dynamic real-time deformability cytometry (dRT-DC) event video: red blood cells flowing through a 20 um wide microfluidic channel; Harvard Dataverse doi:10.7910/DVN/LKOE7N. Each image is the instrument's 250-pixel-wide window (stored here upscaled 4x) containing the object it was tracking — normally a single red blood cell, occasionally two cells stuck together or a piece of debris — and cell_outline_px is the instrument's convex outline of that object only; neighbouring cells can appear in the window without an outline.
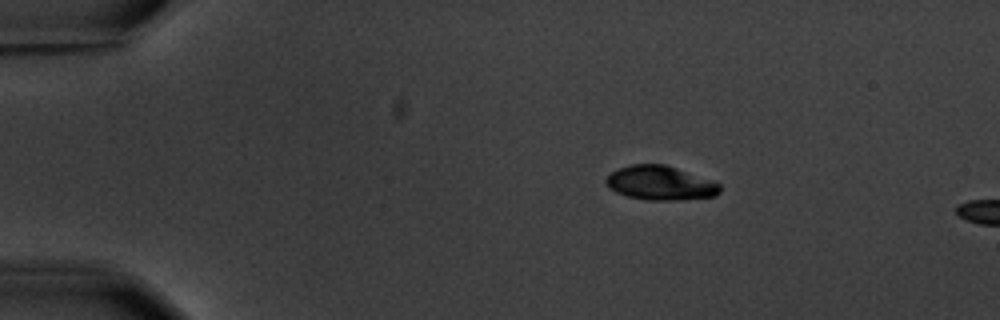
{"species": "common noctule bat (a hibernating species)", "species_latin": "Nyctalus noctula", "temperature_condition": "warm", "stored_images_in_passage": 2, "camera_frame_rate_fps": 3000, "um_per_image_px": 0.085, "animal": {"sex": "male", "body_mass_g": 20.1, "forearm_length_mm": 53.5}, "frame": {"image": 1, "passage_image": 1, "time_ms": 0.0, "image_size_px": [1000, 320], "cell_outline_px": [[720, 192], [716, 196], [680, 200], [648, 200], [628, 196], [616, 192], [608, 188], [604, 180], [612, 172], [620, 168], [632, 164], [664, 164], [712, 180], [720, 184]], "centroid_in_image_um": [56.13, 15.56], "position_along_channel_um": 28.9, "area_um2": 22.6}}